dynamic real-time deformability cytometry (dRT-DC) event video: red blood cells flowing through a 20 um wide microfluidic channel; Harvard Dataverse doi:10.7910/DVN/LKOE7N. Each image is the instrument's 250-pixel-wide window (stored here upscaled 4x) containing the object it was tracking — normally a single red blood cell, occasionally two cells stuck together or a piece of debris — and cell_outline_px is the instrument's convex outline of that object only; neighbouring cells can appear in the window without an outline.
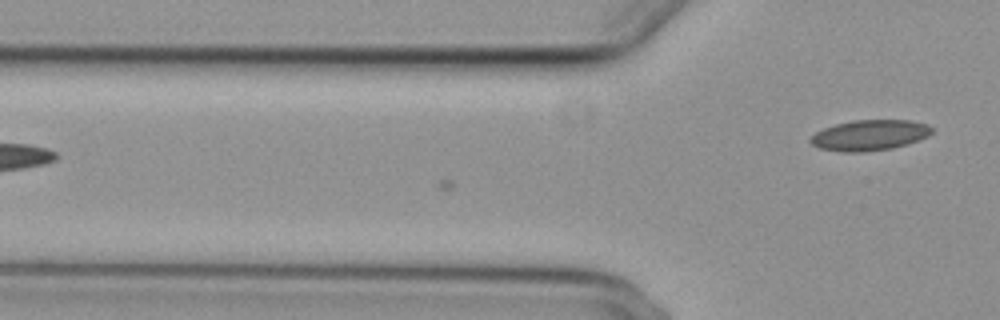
{"species": "common noctule bat (a hibernating species)", "species_latin": "Nyctalus noctula", "temperature_condition": "cold", "stored_images_in_passage": 10, "camera_frame_rate_fps": 3000, "um_per_image_px": 0.085, "animal": {"sex": "female", "body_mass_g": 29.2, "forearm_length_mm": 56.3}, "frame": {"image": 1, "passage_image": 10, "time_ms": 3.0, "image_size_px": [1000, 320], "cell_outline_px": [[932, 132], [928, 136], [908, 144], [892, 148], [860, 152], [844, 152], [820, 148], [812, 144], [808, 140], [816, 132], [824, 128], [836, 124], [852, 120], [912, 120], [928, 124], [932, 128]], "centroid_in_image_um": [73.93, 11.48], "position_along_channel_um": 51.9, "area_um2": 21.62}}